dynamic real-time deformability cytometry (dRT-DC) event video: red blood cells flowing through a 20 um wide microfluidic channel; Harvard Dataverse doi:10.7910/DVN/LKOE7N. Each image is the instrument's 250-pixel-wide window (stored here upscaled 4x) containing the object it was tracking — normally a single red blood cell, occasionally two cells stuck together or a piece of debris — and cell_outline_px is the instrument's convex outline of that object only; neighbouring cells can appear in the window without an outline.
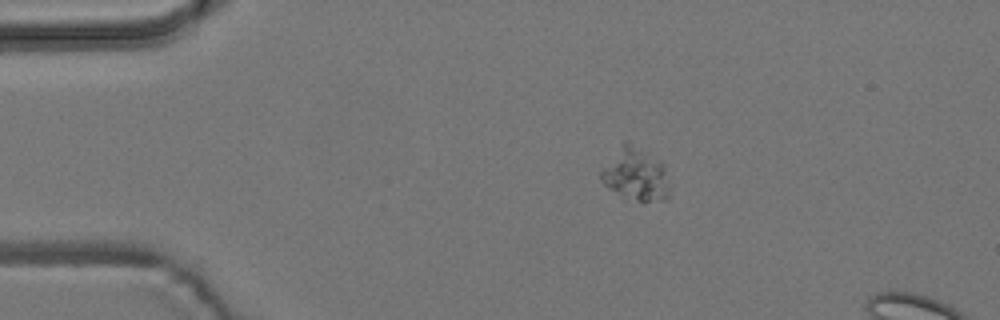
{"species": "common noctule bat (a hibernating species)", "species_latin": "Nyctalus noctula", "temperature_condition": "room temperature", "stored_images_in_passage": 3, "camera_frame_rate_fps": 3000, "um_per_image_px": 0.085, "animal": {"sex": "male", "body_mass_g": 19.2, "forearm_length_mm": 51.8}, "frame": {"image": 1, "passage_image": 1, "time_ms": 0.0, "image_size_px": [1000, 320], "cell_outline_px": [[672, 184], [668, 200], [636, 200], [608, 188], [600, 180], [600, 172], [624, 140], [660, 160], [664, 164]], "centroid_in_image_um": [54.1, 14.83], "position_along_channel_um": 30.9, "area_um2": 20.87}}